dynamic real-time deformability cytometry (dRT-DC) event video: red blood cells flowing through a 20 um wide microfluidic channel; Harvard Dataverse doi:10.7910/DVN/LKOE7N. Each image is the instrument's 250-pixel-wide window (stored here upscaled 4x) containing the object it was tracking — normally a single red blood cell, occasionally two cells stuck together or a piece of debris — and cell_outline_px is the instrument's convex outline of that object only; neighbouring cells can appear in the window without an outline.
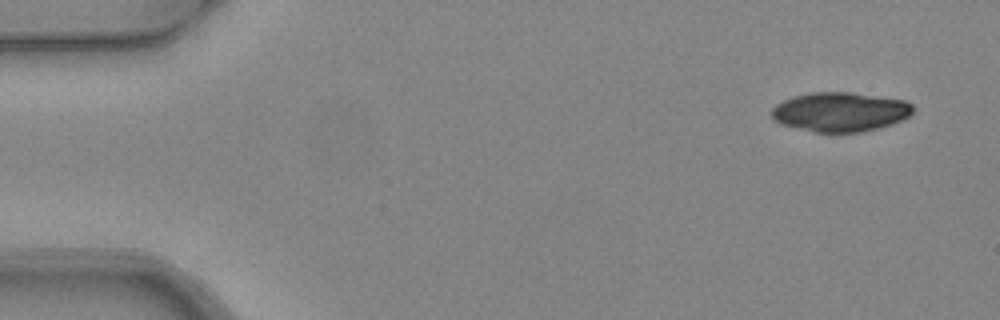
{"species": "common noctule bat (a hibernating species)", "species_latin": "Nyctalus noctula", "temperature_condition": "warm", "stored_images_in_passage": 5, "camera_frame_rate_fps": 3000, "um_per_image_px": 0.085, "animal": {"sex": "female", "body_mass_g": 24.6, "forearm_length_mm": 56.2}, "frame": {"image": 1, "passage_image": 1, "time_ms": 0.0, "image_size_px": [1000, 320], "cell_outline_px": [[916, 108], [908, 116], [900, 120], [880, 128], [860, 132], [816, 132], [780, 124], [772, 120], [772, 108], [776, 104], [792, 96], [812, 92], [852, 92], [904, 100], [912, 104]], "centroid_in_image_um": [71.4, 9.5], "position_along_channel_um": 13.6, "area_um2": 32.48}}
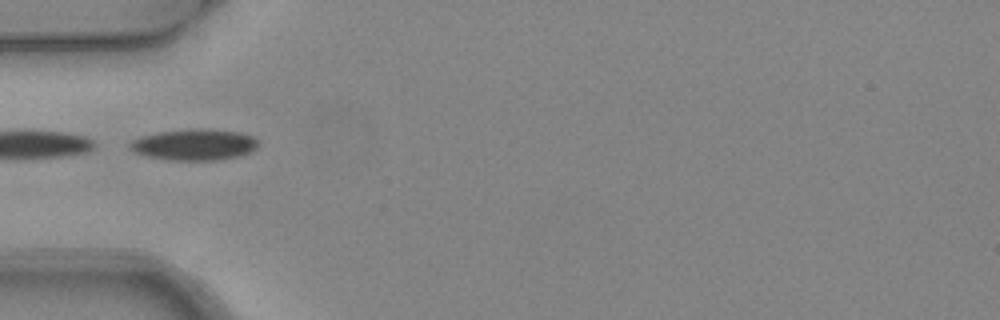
{"frame": {"image": 2, "passage_image": 5, "time_ms": 1.333, "image_size_px": [1000, 320], "cell_outline_px": [[260, 144], [256, 148], [240, 156], [216, 160], [168, 160], [144, 156], [128, 148], [128, 144], [132, 140], [140, 136], [156, 132], [188, 128], [208, 128], [240, 132], [252, 136], [260, 140]], "centroid_in_image_um": [16.5, 12.28], "position_along_channel_um": 68.5, "area_um2": 23.87}}